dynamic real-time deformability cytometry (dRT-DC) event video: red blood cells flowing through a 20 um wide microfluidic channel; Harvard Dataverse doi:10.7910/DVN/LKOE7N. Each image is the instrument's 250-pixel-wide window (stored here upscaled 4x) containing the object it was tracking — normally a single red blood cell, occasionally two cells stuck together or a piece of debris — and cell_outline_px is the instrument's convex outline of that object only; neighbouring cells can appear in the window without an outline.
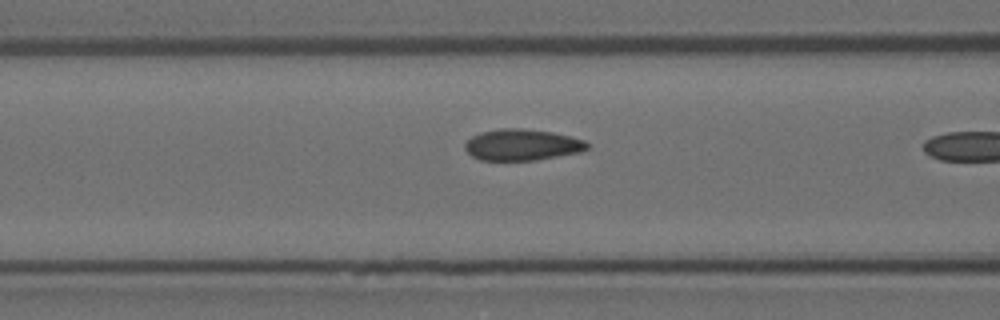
{"species": "Egyptian fruit bat (a non-hibernating species)", "species_latin": "Rousettus aegyptiacus", "temperature_condition": "room temperature", "stored_images_in_passage": 11, "camera_frame_rate_fps": 3000, "um_per_image_px": 0.085, "animal": {"sex": "female"}, "frame": {"image": 1, "passage_image": 10, "time_ms": 3.0, "image_size_px": [1000, 320], "cell_outline_px": [[588, 148], [580, 152], [536, 160], [480, 160], [472, 156], [464, 148], [464, 144], [472, 136], [480, 132], [500, 128], [520, 128], [552, 132], [584, 140], [588, 144]], "centroid_in_image_um": [44.35, 12.31], "position_along_channel_um": 122.3, "area_um2": 22.2}}